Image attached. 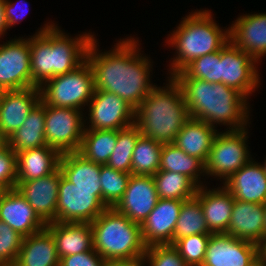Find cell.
Returning a JSON list of instances; mask_svg holds the SVG:
<instances>
[{
	"label": "cell",
	"instance_id": "cell-11",
	"mask_svg": "<svg viewBox=\"0 0 266 266\" xmlns=\"http://www.w3.org/2000/svg\"><path fill=\"white\" fill-rule=\"evenodd\" d=\"M87 107L84 112L85 129L120 130L135 121V109L130 104L103 90H94Z\"/></svg>",
	"mask_w": 266,
	"mask_h": 266
},
{
	"label": "cell",
	"instance_id": "cell-45",
	"mask_svg": "<svg viewBox=\"0 0 266 266\" xmlns=\"http://www.w3.org/2000/svg\"><path fill=\"white\" fill-rule=\"evenodd\" d=\"M4 4H5V0H0V41L1 38L4 40V36H6L7 34V21H6V17H5V10H4Z\"/></svg>",
	"mask_w": 266,
	"mask_h": 266
},
{
	"label": "cell",
	"instance_id": "cell-21",
	"mask_svg": "<svg viewBox=\"0 0 266 266\" xmlns=\"http://www.w3.org/2000/svg\"><path fill=\"white\" fill-rule=\"evenodd\" d=\"M255 157L232 174L222 185L234 199L249 203H266V174Z\"/></svg>",
	"mask_w": 266,
	"mask_h": 266
},
{
	"label": "cell",
	"instance_id": "cell-28",
	"mask_svg": "<svg viewBox=\"0 0 266 266\" xmlns=\"http://www.w3.org/2000/svg\"><path fill=\"white\" fill-rule=\"evenodd\" d=\"M59 168L63 176L76 187L95 190L101 195V165L85 159L78 152L61 154Z\"/></svg>",
	"mask_w": 266,
	"mask_h": 266
},
{
	"label": "cell",
	"instance_id": "cell-16",
	"mask_svg": "<svg viewBox=\"0 0 266 266\" xmlns=\"http://www.w3.org/2000/svg\"><path fill=\"white\" fill-rule=\"evenodd\" d=\"M229 25L230 41L260 64L266 57V12L239 15Z\"/></svg>",
	"mask_w": 266,
	"mask_h": 266
},
{
	"label": "cell",
	"instance_id": "cell-49",
	"mask_svg": "<svg viewBox=\"0 0 266 266\" xmlns=\"http://www.w3.org/2000/svg\"><path fill=\"white\" fill-rule=\"evenodd\" d=\"M260 164L262 165V168H263V170L265 171V174H266V157H265L264 161L261 162Z\"/></svg>",
	"mask_w": 266,
	"mask_h": 266
},
{
	"label": "cell",
	"instance_id": "cell-33",
	"mask_svg": "<svg viewBox=\"0 0 266 266\" xmlns=\"http://www.w3.org/2000/svg\"><path fill=\"white\" fill-rule=\"evenodd\" d=\"M163 144L140 136L132 154V175L153 176L159 171Z\"/></svg>",
	"mask_w": 266,
	"mask_h": 266
},
{
	"label": "cell",
	"instance_id": "cell-51",
	"mask_svg": "<svg viewBox=\"0 0 266 266\" xmlns=\"http://www.w3.org/2000/svg\"><path fill=\"white\" fill-rule=\"evenodd\" d=\"M264 214H265V227H266V203L264 204Z\"/></svg>",
	"mask_w": 266,
	"mask_h": 266
},
{
	"label": "cell",
	"instance_id": "cell-41",
	"mask_svg": "<svg viewBox=\"0 0 266 266\" xmlns=\"http://www.w3.org/2000/svg\"><path fill=\"white\" fill-rule=\"evenodd\" d=\"M16 154L9 145L0 149V185L6 190L14 189L16 186Z\"/></svg>",
	"mask_w": 266,
	"mask_h": 266
},
{
	"label": "cell",
	"instance_id": "cell-36",
	"mask_svg": "<svg viewBox=\"0 0 266 266\" xmlns=\"http://www.w3.org/2000/svg\"><path fill=\"white\" fill-rule=\"evenodd\" d=\"M130 177V173L115 170L107 165H101V195L102 201L107 208H114L121 200Z\"/></svg>",
	"mask_w": 266,
	"mask_h": 266
},
{
	"label": "cell",
	"instance_id": "cell-47",
	"mask_svg": "<svg viewBox=\"0 0 266 266\" xmlns=\"http://www.w3.org/2000/svg\"><path fill=\"white\" fill-rule=\"evenodd\" d=\"M9 145V137L0 128V149H4Z\"/></svg>",
	"mask_w": 266,
	"mask_h": 266
},
{
	"label": "cell",
	"instance_id": "cell-14",
	"mask_svg": "<svg viewBox=\"0 0 266 266\" xmlns=\"http://www.w3.org/2000/svg\"><path fill=\"white\" fill-rule=\"evenodd\" d=\"M258 259V244L227 233H212L202 266H252Z\"/></svg>",
	"mask_w": 266,
	"mask_h": 266
},
{
	"label": "cell",
	"instance_id": "cell-38",
	"mask_svg": "<svg viewBox=\"0 0 266 266\" xmlns=\"http://www.w3.org/2000/svg\"><path fill=\"white\" fill-rule=\"evenodd\" d=\"M211 234H196L178 239L173 246L188 266H202Z\"/></svg>",
	"mask_w": 266,
	"mask_h": 266
},
{
	"label": "cell",
	"instance_id": "cell-44",
	"mask_svg": "<svg viewBox=\"0 0 266 266\" xmlns=\"http://www.w3.org/2000/svg\"><path fill=\"white\" fill-rule=\"evenodd\" d=\"M106 266H148L144 255L128 260L107 262Z\"/></svg>",
	"mask_w": 266,
	"mask_h": 266
},
{
	"label": "cell",
	"instance_id": "cell-20",
	"mask_svg": "<svg viewBox=\"0 0 266 266\" xmlns=\"http://www.w3.org/2000/svg\"><path fill=\"white\" fill-rule=\"evenodd\" d=\"M0 220L26 237L46 227L27 200L14 188L0 198Z\"/></svg>",
	"mask_w": 266,
	"mask_h": 266
},
{
	"label": "cell",
	"instance_id": "cell-4",
	"mask_svg": "<svg viewBox=\"0 0 266 266\" xmlns=\"http://www.w3.org/2000/svg\"><path fill=\"white\" fill-rule=\"evenodd\" d=\"M208 8L188 12L166 37L165 45L175 50L167 76L180 72L192 60L221 50L229 41L228 28L221 27Z\"/></svg>",
	"mask_w": 266,
	"mask_h": 266
},
{
	"label": "cell",
	"instance_id": "cell-29",
	"mask_svg": "<svg viewBox=\"0 0 266 266\" xmlns=\"http://www.w3.org/2000/svg\"><path fill=\"white\" fill-rule=\"evenodd\" d=\"M45 104L40 100L22 126L9 136V148L15 153L46 146Z\"/></svg>",
	"mask_w": 266,
	"mask_h": 266
},
{
	"label": "cell",
	"instance_id": "cell-13",
	"mask_svg": "<svg viewBox=\"0 0 266 266\" xmlns=\"http://www.w3.org/2000/svg\"><path fill=\"white\" fill-rule=\"evenodd\" d=\"M22 35L0 41V90L31 87L29 37Z\"/></svg>",
	"mask_w": 266,
	"mask_h": 266
},
{
	"label": "cell",
	"instance_id": "cell-2",
	"mask_svg": "<svg viewBox=\"0 0 266 266\" xmlns=\"http://www.w3.org/2000/svg\"><path fill=\"white\" fill-rule=\"evenodd\" d=\"M58 25L47 20L29 35L31 87L76 69L86 60L88 47L97 36L89 30L73 37Z\"/></svg>",
	"mask_w": 266,
	"mask_h": 266
},
{
	"label": "cell",
	"instance_id": "cell-52",
	"mask_svg": "<svg viewBox=\"0 0 266 266\" xmlns=\"http://www.w3.org/2000/svg\"><path fill=\"white\" fill-rule=\"evenodd\" d=\"M2 94H3V91H2V90H0V99H1V96H2Z\"/></svg>",
	"mask_w": 266,
	"mask_h": 266
},
{
	"label": "cell",
	"instance_id": "cell-19",
	"mask_svg": "<svg viewBox=\"0 0 266 266\" xmlns=\"http://www.w3.org/2000/svg\"><path fill=\"white\" fill-rule=\"evenodd\" d=\"M220 185V186H219ZM198 187L195 197L200 201L207 227L211 233H227L234 197L221 184Z\"/></svg>",
	"mask_w": 266,
	"mask_h": 266
},
{
	"label": "cell",
	"instance_id": "cell-24",
	"mask_svg": "<svg viewBox=\"0 0 266 266\" xmlns=\"http://www.w3.org/2000/svg\"><path fill=\"white\" fill-rule=\"evenodd\" d=\"M46 228L52 233L59 258L94 249L90 223L52 222Z\"/></svg>",
	"mask_w": 266,
	"mask_h": 266
},
{
	"label": "cell",
	"instance_id": "cell-8",
	"mask_svg": "<svg viewBox=\"0 0 266 266\" xmlns=\"http://www.w3.org/2000/svg\"><path fill=\"white\" fill-rule=\"evenodd\" d=\"M250 126L235 131H219L215 136L208 159L205 162L206 177L223 184L253 157L250 152ZM210 177V178H209Z\"/></svg>",
	"mask_w": 266,
	"mask_h": 266
},
{
	"label": "cell",
	"instance_id": "cell-50",
	"mask_svg": "<svg viewBox=\"0 0 266 266\" xmlns=\"http://www.w3.org/2000/svg\"><path fill=\"white\" fill-rule=\"evenodd\" d=\"M5 191L6 189L0 185V198L4 194Z\"/></svg>",
	"mask_w": 266,
	"mask_h": 266
},
{
	"label": "cell",
	"instance_id": "cell-30",
	"mask_svg": "<svg viewBox=\"0 0 266 266\" xmlns=\"http://www.w3.org/2000/svg\"><path fill=\"white\" fill-rule=\"evenodd\" d=\"M159 170L184 174L198 187L210 184L205 181V164L200 159L186 154L173 143L163 144Z\"/></svg>",
	"mask_w": 266,
	"mask_h": 266
},
{
	"label": "cell",
	"instance_id": "cell-7",
	"mask_svg": "<svg viewBox=\"0 0 266 266\" xmlns=\"http://www.w3.org/2000/svg\"><path fill=\"white\" fill-rule=\"evenodd\" d=\"M45 105L86 111L94 93V74L86 59L69 73L46 80L40 87Z\"/></svg>",
	"mask_w": 266,
	"mask_h": 266
},
{
	"label": "cell",
	"instance_id": "cell-32",
	"mask_svg": "<svg viewBox=\"0 0 266 266\" xmlns=\"http://www.w3.org/2000/svg\"><path fill=\"white\" fill-rule=\"evenodd\" d=\"M159 199L188 200L196 195L198 186L186 175L161 171L153 175Z\"/></svg>",
	"mask_w": 266,
	"mask_h": 266
},
{
	"label": "cell",
	"instance_id": "cell-26",
	"mask_svg": "<svg viewBox=\"0 0 266 266\" xmlns=\"http://www.w3.org/2000/svg\"><path fill=\"white\" fill-rule=\"evenodd\" d=\"M61 154L50 146L27 149L16 154L17 181H31L59 168Z\"/></svg>",
	"mask_w": 266,
	"mask_h": 266
},
{
	"label": "cell",
	"instance_id": "cell-34",
	"mask_svg": "<svg viewBox=\"0 0 266 266\" xmlns=\"http://www.w3.org/2000/svg\"><path fill=\"white\" fill-rule=\"evenodd\" d=\"M212 234L206 224L200 201L193 197L185 200L181 206L173 234V244L186 236Z\"/></svg>",
	"mask_w": 266,
	"mask_h": 266
},
{
	"label": "cell",
	"instance_id": "cell-9",
	"mask_svg": "<svg viewBox=\"0 0 266 266\" xmlns=\"http://www.w3.org/2000/svg\"><path fill=\"white\" fill-rule=\"evenodd\" d=\"M84 112L45 105V139L60 154L78 152L85 129Z\"/></svg>",
	"mask_w": 266,
	"mask_h": 266
},
{
	"label": "cell",
	"instance_id": "cell-43",
	"mask_svg": "<svg viewBox=\"0 0 266 266\" xmlns=\"http://www.w3.org/2000/svg\"><path fill=\"white\" fill-rule=\"evenodd\" d=\"M29 6L30 5H28L26 0H16L14 2L11 0H5L4 10L7 27L9 29L8 31H10V28H13V26H16L18 23L20 24L22 22L24 17L27 15V7Z\"/></svg>",
	"mask_w": 266,
	"mask_h": 266
},
{
	"label": "cell",
	"instance_id": "cell-27",
	"mask_svg": "<svg viewBox=\"0 0 266 266\" xmlns=\"http://www.w3.org/2000/svg\"><path fill=\"white\" fill-rule=\"evenodd\" d=\"M220 129L205 121L191 118L178 132L173 144L186 154L200 159L204 164L208 159L212 143Z\"/></svg>",
	"mask_w": 266,
	"mask_h": 266
},
{
	"label": "cell",
	"instance_id": "cell-46",
	"mask_svg": "<svg viewBox=\"0 0 266 266\" xmlns=\"http://www.w3.org/2000/svg\"><path fill=\"white\" fill-rule=\"evenodd\" d=\"M259 259L264 262L266 266V234L264 235L262 241L258 244Z\"/></svg>",
	"mask_w": 266,
	"mask_h": 266
},
{
	"label": "cell",
	"instance_id": "cell-3",
	"mask_svg": "<svg viewBox=\"0 0 266 266\" xmlns=\"http://www.w3.org/2000/svg\"><path fill=\"white\" fill-rule=\"evenodd\" d=\"M181 86L191 118L205 121L224 131L241 130L252 120L249 100L223 83H211L190 77H173Z\"/></svg>",
	"mask_w": 266,
	"mask_h": 266
},
{
	"label": "cell",
	"instance_id": "cell-31",
	"mask_svg": "<svg viewBox=\"0 0 266 266\" xmlns=\"http://www.w3.org/2000/svg\"><path fill=\"white\" fill-rule=\"evenodd\" d=\"M117 142V130L84 129L78 153L85 159L106 165Z\"/></svg>",
	"mask_w": 266,
	"mask_h": 266
},
{
	"label": "cell",
	"instance_id": "cell-1",
	"mask_svg": "<svg viewBox=\"0 0 266 266\" xmlns=\"http://www.w3.org/2000/svg\"><path fill=\"white\" fill-rule=\"evenodd\" d=\"M139 40L134 35L120 38L112 48L103 51L95 36L86 54L93 70L95 90L116 94L134 109L156 86L152 81L153 60L143 53Z\"/></svg>",
	"mask_w": 266,
	"mask_h": 266
},
{
	"label": "cell",
	"instance_id": "cell-5",
	"mask_svg": "<svg viewBox=\"0 0 266 266\" xmlns=\"http://www.w3.org/2000/svg\"><path fill=\"white\" fill-rule=\"evenodd\" d=\"M165 81L163 86L157 84L135 109L134 123L142 136L170 144L174 143L190 114L181 86L173 77L168 76Z\"/></svg>",
	"mask_w": 266,
	"mask_h": 266
},
{
	"label": "cell",
	"instance_id": "cell-35",
	"mask_svg": "<svg viewBox=\"0 0 266 266\" xmlns=\"http://www.w3.org/2000/svg\"><path fill=\"white\" fill-rule=\"evenodd\" d=\"M141 135L139 127L135 123L117 130V142L106 165L115 170L131 174L132 154Z\"/></svg>",
	"mask_w": 266,
	"mask_h": 266
},
{
	"label": "cell",
	"instance_id": "cell-23",
	"mask_svg": "<svg viewBox=\"0 0 266 266\" xmlns=\"http://www.w3.org/2000/svg\"><path fill=\"white\" fill-rule=\"evenodd\" d=\"M227 234L259 244L266 234L264 205L234 199Z\"/></svg>",
	"mask_w": 266,
	"mask_h": 266
},
{
	"label": "cell",
	"instance_id": "cell-12",
	"mask_svg": "<svg viewBox=\"0 0 266 266\" xmlns=\"http://www.w3.org/2000/svg\"><path fill=\"white\" fill-rule=\"evenodd\" d=\"M106 208L102 195H95V190L80 189L61 176L56 208L57 222L91 223Z\"/></svg>",
	"mask_w": 266,
	"mask_h": 266
},
{
	"label": "cell",
	"instance_id": "cell-42",
	"mask_svg": "<svg viewBox=\"0 0 266 266\" xmlns=\"http://www.w3.org/2000/svg\"><path fill=\"white\" fill-rule=\"evenodd\" d=\"M106 264L107 261L93 249L91 251L62 257L60 258L59 266H106Z\"/></svg>",
	"mask_w": 266,
	"mask_h": 266
},
{
	"label": "cell",
	"instance_id": "cell-39",
	"mask_svg": "<svg viewBox=\"0 0 266 266\" xmlns=\"http://www.w3.org/2000/svg\"><path fill=\"white\" fill-rule=\"evenodd\" d=\"M23 236L0 220V266H13L21 248Z\"/></svg>",
	"mask_w": 266,
	"mask_h": 266
},
{
	"label": "cell",
	"instance_id": "cell-37",
	"mask_svg": "<svg viewBox=\"0 0 266 266\" xmlns=\"http://www.w3.org/2000/svg\"><path fill=\"white\" fill-rule=\"evenodd\" d=\"M172 77H190L220 83V50L192 60Z\"/></svg>",
	"mask_w": 266,
	"mask_h": 266
},
{
	"label": "cell",
	"instance_id": "cell-10",
	"mask_svg": "<svg viewBox=\"0 0 266 266\" xmlns=\"http://www.w3.org/2000/svg\"><path fill=\"white\" fill-rule=\"evenodd\" d=\"M259 63L229 41L220 50V83L234 88L250 100L261 86Z\"/></svg>",
	"mask_w": 266,
	"mask_h": 266
},
{
	"label": "cell",
	"instance_id": "cell-6",
	"mask_svg": "<svg viewBox=\"0 0 266 266\" xmlns=\"http://www.w3.org/2000/svg\"><path fill=\"white\" fill-rule=\"evenodd\" d=\"M93 248L107 262L134 259L144 255L146 246L141 225L115 208H106L90 223Z\"/></svg>",
	"mask_w": 266,
	"mask_h": 266
},
{
	"label": "cell",
	"instance_id": "cell-17",
	"mask_svg": "<svg viewBox=\"0 0 266 266\" xmlns=\"http://www.w3.org/2000/svg\"><path fill=\"white\" fill-rule=\"evenodd\" d=\"M158 200L153 176L131 174L125 193L114 208L141 225Z\"/></svg>",
	"mask_w": 266,
	"mask_h": 266
},
{
	"label": "cell",
	"instance_id": "cell-22",
	"mask_svg": "<svg viewBox=\"0 0 266 266\" xmlns=\"http://www.w3.org/2000/svg\"><path fill=\"white\" fill-rule=\"evenodd\" d=\"M40 100L39 87L3 91L0 99V128L3 132L9 137L21 127Z\"/></svg>",
	"mask_w": 266,
	"mask_h": 266
},
{
	"label": "cell",
	"instance_id": "cell-25",
	"mask_svg": "<svg viewBox=\"0 0 266 266\" xmlns=\"http://www.w3.org/2000/svg\"><path fill=\"white\" fill-rule=\"evenodd\" d=\"M55 240L52 233L44 229L23 237L18 257L13 266H59Z\"/></svg>",
	"mask_w": 266,
	"mask_h": 266
},
{
	"label": "cell",
	"instance_id": "cell-40",
	"mask_svg": "<svg viewBox=\"0 0 266 266\" xmlns=\"http://www.w3.org/2000/svg\"><path fill=\"white\" fill-rule=\"evenodd\" d=\"M144 256L148 266H188L172 244L146 247Z\"/></svg>",
	"mask_w": 266,
	"mask_h": 266
},
{
	"label": "cell",
	"instance_id": "cell-48",
	"mask_svg": "<svg viewBox=\"0 0 266 266\" xmlns=\"http://www.w3.org/2000/svg\"><path fill=\"white\" fill-rule=\"evenodd\" d=\"M252 266H265L261 259H258Z\"/></svg>",
	"mask_w": 266,
	"mask_h": 266
},
{
	"label": "cell",
	"instance_id": "cell-18",
	"mask_svg": "<svg viewBox=\"0 0 266 266\" xmlns=\"http://www.w3.org/2000/svg\"><path fill=\"white\" fill-rule=\"evenodd\" d=\"M184 201L179 199L158 200L154 209L141 224L142 239L146 247L173 245V234Z\"/></svg>",
	"mask_w": 266,
	"mask_h": 266
},
{
	"label": "cell",
	"instance_id": "cell-15",
	"mask_svg": "<svg viewBox=\"0 0 266 266\" xmlns=\"http://www.w3.org/2000/svg\"><path fill=\"white\" fill-rule=\"evenodd\" d=\"M60 168L48 176L31 181H16L15 189L34 209L45 223L57 222L59 183L62 176Z\"/></svg>",
	"mask_w": 266,
	"mask_h": 266
}]
</instances>
